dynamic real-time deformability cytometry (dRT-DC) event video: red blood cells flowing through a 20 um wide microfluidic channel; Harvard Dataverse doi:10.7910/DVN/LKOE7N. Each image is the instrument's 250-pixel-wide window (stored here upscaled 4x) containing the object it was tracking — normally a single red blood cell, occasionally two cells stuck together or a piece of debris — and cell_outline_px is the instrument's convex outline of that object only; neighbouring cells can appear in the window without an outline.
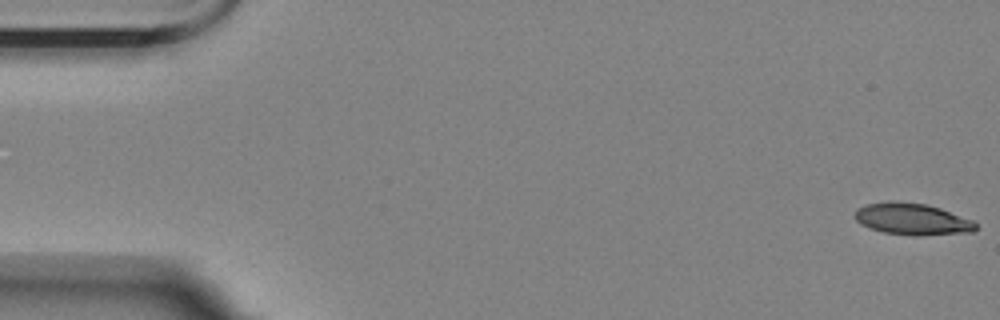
{"species": "Egyptian fruit bat (a non-hibernating species)", "species_latin": "Rousettus aegyptiacus", "temperature_condition": "room temperature", "stored_images_in_passage": 5, "camera_frame_rate_fps": 3000, "um_per_image_px": 0.085, "animal": {"sex": "female"}, "frame": {"image": 1, "passage_image": 1, "time_ms": 0.0, "image_size_px": [1000, 320], "cell_outline_px": [[976, 228], [972, 232], [920, 236], [912, 236], [884, 232], [860, 224], [856, 220], [856, 208], [864, 204], [888, 200], [924, 204], [940, 208], [972, 220], [976, 224]], "centroid_in_image_um": [77.51, 18.62], "position_along_channel_um": 7.5, "area_um2": 22.31}}
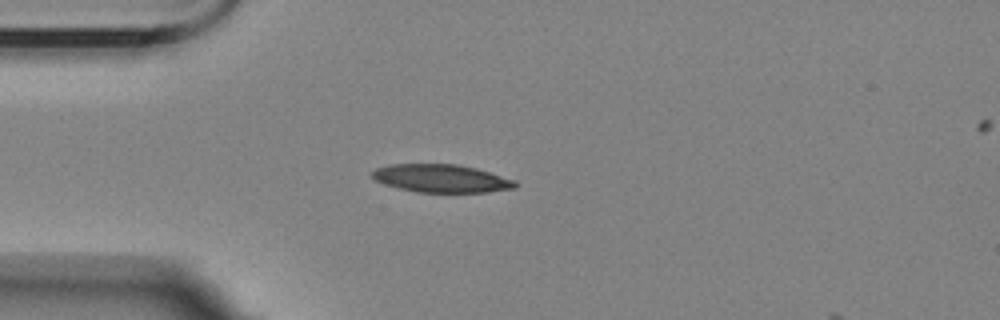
{"frame": {"image": 2, "passage_image": 5, "time_ms": 4.667, "image_size_px": [1000, 320], "cell_outline_px": [[516, 188], [488, 192], [416, 192], [384, 184], [376, 180], [372, 176], [372, 172], [376, 168], [388, 164], [456, 164], [476, 168], [516, 180]], "centroid_in_image_um": [37.52, 15.16], "position_along_channel_um": 47.5, "area_um2": 23.29}}